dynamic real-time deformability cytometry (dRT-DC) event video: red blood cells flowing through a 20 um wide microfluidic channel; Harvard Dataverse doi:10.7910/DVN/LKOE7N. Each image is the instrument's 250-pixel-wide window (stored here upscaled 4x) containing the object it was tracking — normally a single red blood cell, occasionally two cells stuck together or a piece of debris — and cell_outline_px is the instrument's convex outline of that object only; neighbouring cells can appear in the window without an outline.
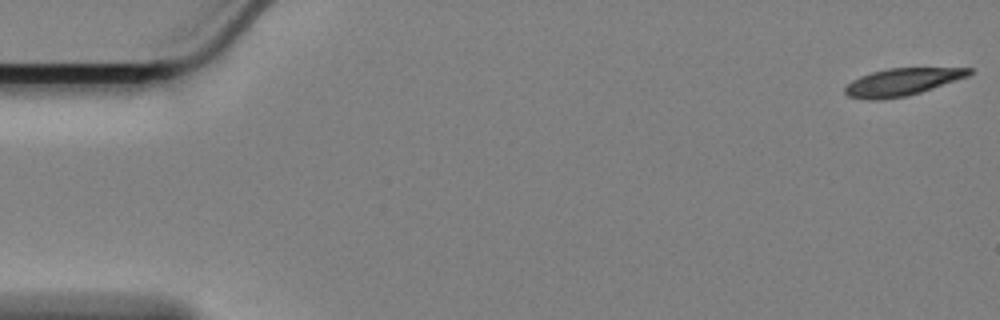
{"species": "Egyptian fruit bat (a non-hibernating species)", "species_latin": "Rousettus aegyptiacus", "temperature_condition": "cold", "stored_images_in_passage": 12, "camera_frame_rate_fps": 3000, "um_per_image_px": 0.085, "animal": {"sex": "female"}, "frame": {"image": 1, "passage_image": 1, "time_ms": 0.0, "image_size_px": [1000, 320], "cell_outline_px": [[972, 72], [968, 76], [908, 96], [876, 100], [872, 100], [848, 96], [844, 92], [844, 88], [852, 80], [860, 76], [872, 72], [888, 68], [972, 68]], "centroid_in_image_um": [76.64, 6.97], "position_along_channel_um": 8.4, "area_um2": 19.54}}